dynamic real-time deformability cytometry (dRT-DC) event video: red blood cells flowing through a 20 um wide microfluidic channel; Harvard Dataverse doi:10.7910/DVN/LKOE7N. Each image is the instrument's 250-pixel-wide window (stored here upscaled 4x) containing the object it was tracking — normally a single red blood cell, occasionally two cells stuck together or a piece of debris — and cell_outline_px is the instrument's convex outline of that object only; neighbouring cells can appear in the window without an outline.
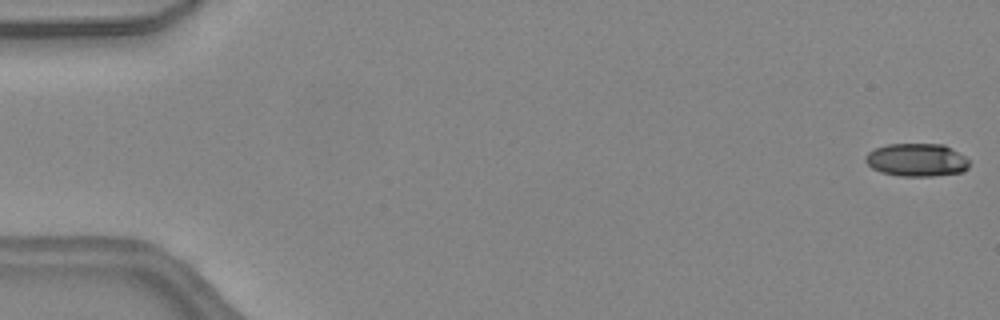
{"species": "common noctule bat (a hibernating species)", "species_latin": "Nyctalus noctula", "temperature_condition": "warm", "stored_images_in_passage": 46, "camera_frame_rate_fps": 3000, "um_per_image_px": 0.085, "animal": {"sex": "female", "body_mass_g": 24.6, "forearm_length_mm": 56.2}, "frame": {"image": 1, "passage_image": 1, "time_ms": 0.0, "image_size_px": [1000, 320], "cell_outline_px": [[968, 168], [964, 172], [932, 176], [900, 176], [880, 172], [872, 168], [864, 160], [864, 156], [868, 152], [876, 148], [888, 144], [944, 144], [964, 156], [968, 160]], "centroid_in_image_um": [77.9, 13.6], "position_along_channel_um": 7.1, "area_um2": 20.0}}
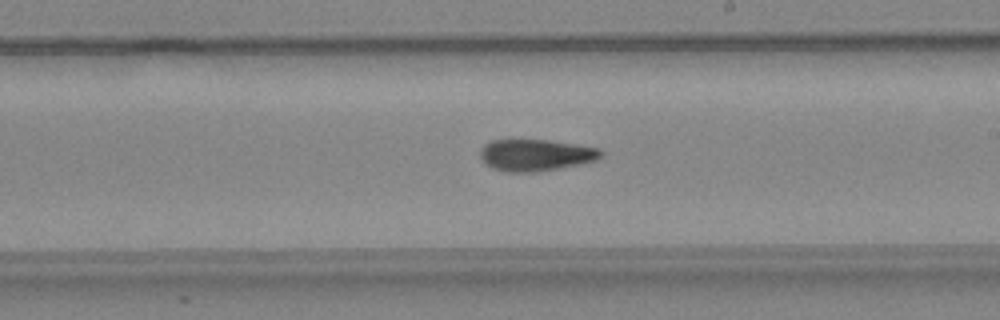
{"frame": {"image": 2, "passage_image": 27, "time_ms": 8.667, "image_size_px": [1000, 320], "cell_outline_px": [[604, 152], [596, 160], [580, 164], [536, 172], [508, 172], [492, 168], [480, 156], [480, 152], [484, 144], [492, 140], [548, 140], [600, 148]], "centroid_in_image_um": [45.55, 13.18], "position_along_channel_um": 243.5, "area_um2": 22.08}}
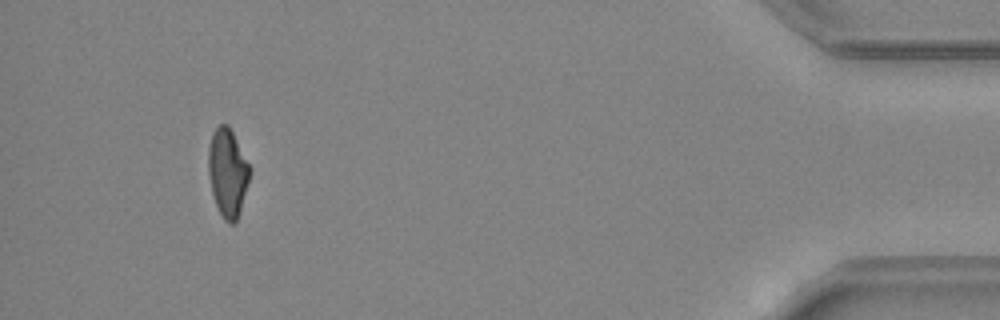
{"frame": {"image": 3, "passage_image": 43, "time_ms": 14.0, "image_size_px": [1000, 320], "cell_outline_px": [[248, 180], [240, 212], [236, 220], [232, 224], [228, 224], [224, 220], [216, 204], [212, 192], [208, 172], [208, 148], [212, 132], [220, 124], [228, 124], [248, 164]], "centroid_in_image_um": [19.31, 14.67], "position_along_channel_um": 415.9, "area_um2": 20.69}, "authors_computed_cell_mechanics": {"area_um2": 21.8484, "velocity_mm_per_s": 4.5391, "shape_relaxation_time_tau1_ms": null, "shape_relaxation_time_tau2_ms": 4.2285, "deformation_change_tau1": null, "deformation_change_tau2": 0.1272}}